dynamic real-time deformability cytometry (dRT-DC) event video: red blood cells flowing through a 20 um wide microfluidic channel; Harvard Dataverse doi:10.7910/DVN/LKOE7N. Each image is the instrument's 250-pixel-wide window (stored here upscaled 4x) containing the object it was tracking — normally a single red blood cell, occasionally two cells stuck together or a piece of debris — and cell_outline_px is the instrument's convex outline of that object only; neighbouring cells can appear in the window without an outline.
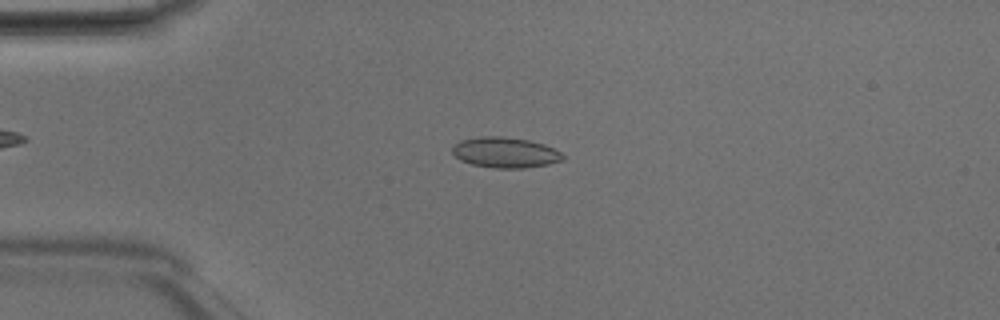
{"species": "Egyptian fruit bat (a non-hibernating species)", "species_latin": "Rousettus aegyptiacus", "temperature_condition": "room temperature", "stored_images_in_passage": 47, "camera_frame_rate_fps": 3000, "um_per_image_px": 0.085, "animal": {"sex": "male"}, "frame": {"image": 1, "passage_image": 11, "time_ms": 3.333, "image_size_px": [1000, 320], "cell_outline_px": [[564, 160], [548, 164], [524, 168], [496, 168], [472, 164], [460, 160], [452, 152], [452, 148], [460, 140], [480, 136], [504, 136], [528, 140], [544, 144], [560, 152], [564, 156]], "centroid_in_image_um": [42.94, 12.96], "position_along_channel_um": 42.1, "area_um2": 19.59}}
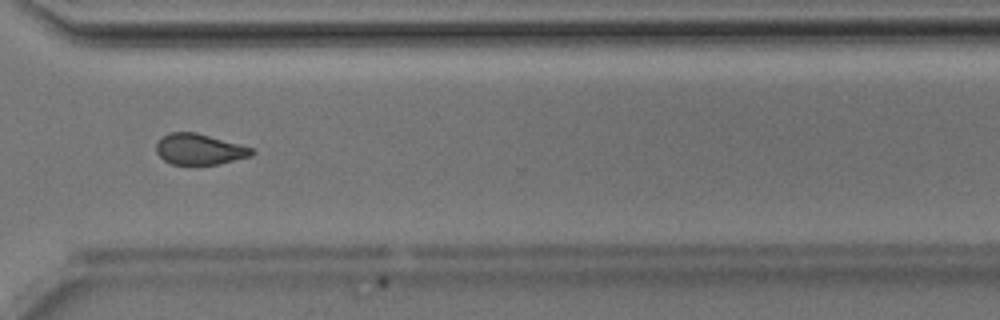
{"frame": {"image": 2, "passage_image": 35, "time_ms": 11.333, "image_size_px": [1000, 320], "cell_outline_px": [[256, 152], [252, 156], [220, 164], [172, 164], [164, 160], [156, 152], [156, 144], [168, 132], [196, 132], [240, 144], [252, 148]], "centroid_in_image_um": [16.98, 12.68], "position_along_channel_um": 353.6, "area_um2": 17.17}}
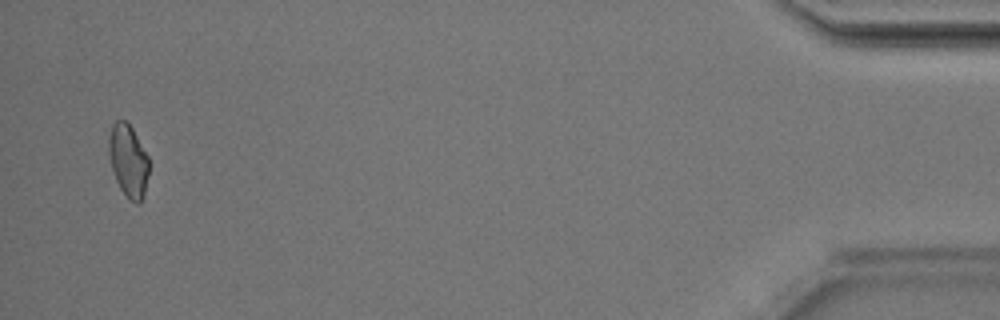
{"frame": {"image": 3, "passage_image": 46, "time_ms": 15.0, "image_size_px": [1000, 320], "cell_outline_px": [[148, 172], [144, 196], [140, 204], [136, 204], [128, 200], [120, 188], [116, 180], [112, 168], [108, 152], [108, 136], [112, 124], [116, 120], [124, 120], [132, 128], [148, 156]], "centroid_in_image_um": [10.89, 13.68], "position_along_channel_um": 424.3, "area_um2": 17.05}, "authors_computed_cell_mechanics": {"area_um2": 18.207, "velocity_mm_per_s": 4.1982, "shape_relaxation_time_tau1_ms": 8.7348, "shape_relaxation_time_tau2_ms": 3.3457, "deformation_change_tau1": 0.1354, "deformation_change_tau2": 0.0923}}